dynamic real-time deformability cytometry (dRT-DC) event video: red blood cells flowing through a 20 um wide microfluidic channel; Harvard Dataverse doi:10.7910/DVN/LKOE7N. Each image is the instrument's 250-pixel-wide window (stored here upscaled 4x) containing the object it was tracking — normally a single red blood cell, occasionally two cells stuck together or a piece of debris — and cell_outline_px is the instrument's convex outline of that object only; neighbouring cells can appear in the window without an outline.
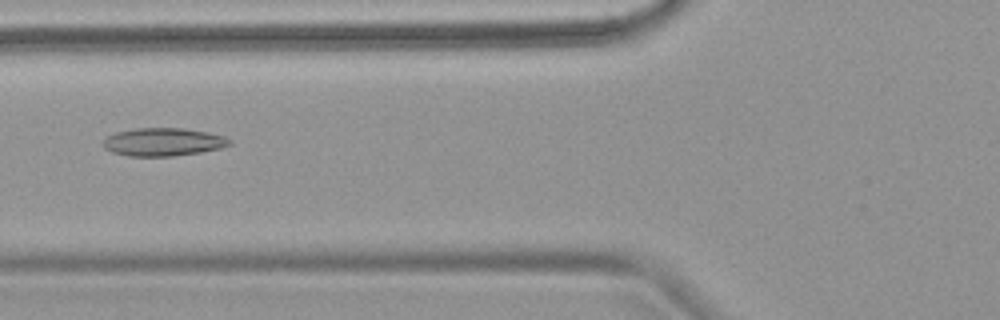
{"species": "common noctule bat (a hibernating species)", "species_latin": "Nyctalus noctula", "temperature_condition": "warm", "stored_images_in_passage": 8, "camera_frame_rate_fps": 3000, "um_per_image_px": 0.085, "animal": {"sex": "female", "body_mass_g": 18.4}, "frame": {"image": 1, "passage_image": 6, "time_ms": 6.0, "image_size_px": [1000, 320], "cell_outline_px": [[232, 144], [220, 148], [200, 152], [172, 156], [128, 156], [112, 152], [104, 148], [104, 136], [116, 132], [136, 128], [184, 128], [208, 132], [224, 136], [232, 140]], "centroid_in_image_um": [13.87, 12.06], "position_along_channel_um": 111.9, "area_um2": 20.75}}
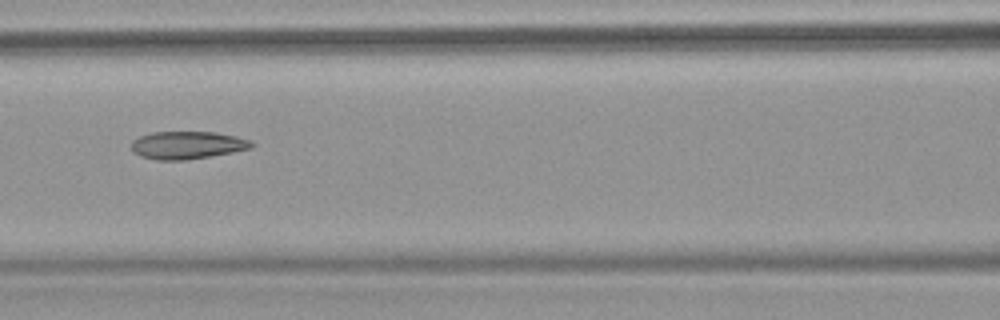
{"frame": {"image": 2, "passage_image": 7, "time_ms": 7.0, "image_size_px": [1000, 320], "cell_outline_px": [[256, 144], [252, 148], [232, 152], [184, 160], [156, 160], [140, 156], [132, 152], [132, 140], [140, 136], [152, 132], [216, 132], [236, 136], [248, 140]], "centroid_in_image_um": [15.9, 12.33], "position_along_channel_um": 150.7, "area_um2": 19.36}}
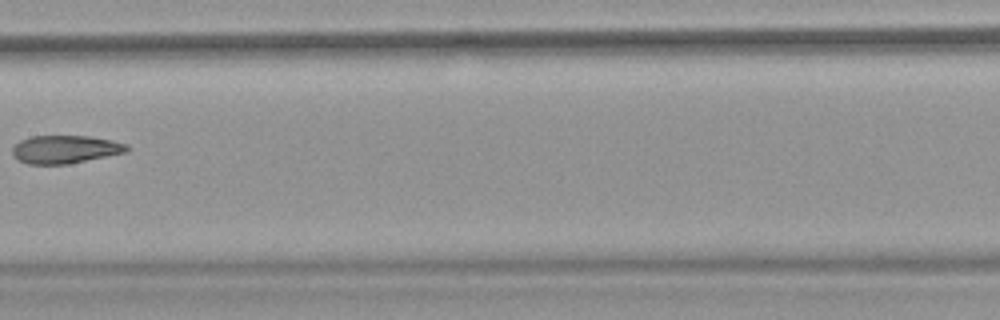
{"frame": {"image": 3, "passage_image": 8, "time_ms": 8.333, "image_size_px": [1000, 320], "cell_outline_px": [[128, 152], [68, 164], [28, 164], [12, 156], [12, 148], [20, 140], [32, 136], [88, 136], [112, 140], [128, 144]], "centroid_in_image_um": [5.55, 12.69], "position_along_channel_um": 201.9, "area_um2": 18.73}}